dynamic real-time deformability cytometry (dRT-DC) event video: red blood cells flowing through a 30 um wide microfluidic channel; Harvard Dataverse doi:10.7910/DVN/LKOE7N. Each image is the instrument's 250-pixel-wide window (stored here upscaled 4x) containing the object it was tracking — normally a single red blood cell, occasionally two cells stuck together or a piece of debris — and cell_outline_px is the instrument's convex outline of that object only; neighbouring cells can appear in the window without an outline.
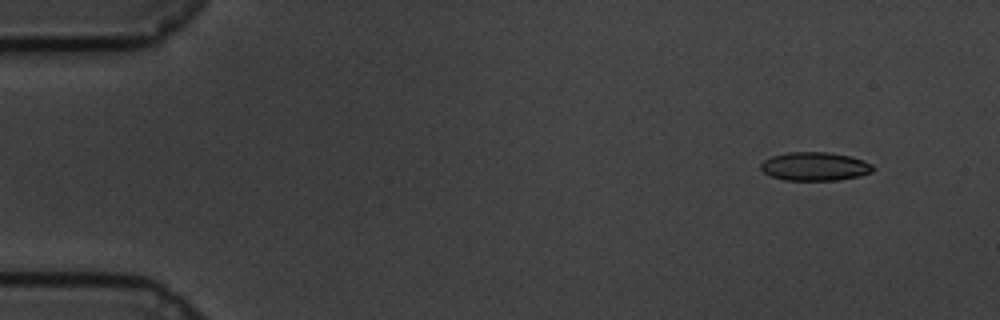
{"species": "common noctule bat (a hibernating species)", "species_latin": "Nyctalus noctula", "temperature_condition": "cold", "stored_images_in_passage": 58, "camera_frame_rate_fps": 3000, "um_per_image_px": 0.085, "animal": {"sex": "male", "body_mass_g": 19.5, "forearm_length_mm": 54.6}, "frame": {"image": 1, "passage_image": 4, "time_ms": 1.0, "image_size_px": [1000, 320], "cell_outline_px": [[876, 168], [872, 172], [860, 176], [840, 180], [784, 180], [772, 176], [764, 172], [760, 168], [760, 164], [764, 160], [772, 156], [788, 152], [828, 152], [852, 156], [864, 160], [872, 164]], "centroid_in_image_um": [69.31, 14.14], "position_along_channel_um": 15.7, "area_um2": 18.84}}
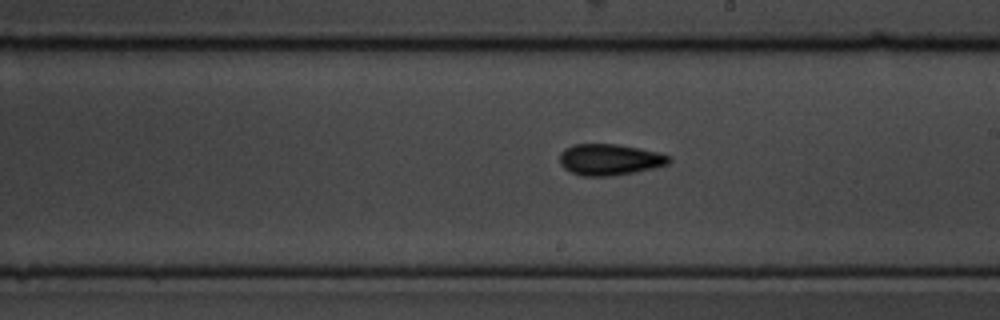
{"frame": {"image": 2, "passage_image": 33, "time_ms": 10.667, "image_size_px": [1000, 320], "cell_outline_px": [[672, 160], [668, 164], [636, 172], [612, 176], [580, 176], [564, 168], [560, 164], [560, 152], [564, 148], [576, 144], [616, 144], [640, 148], [660, 152], [672, 156]], "centroid_in_image_um": [51.84, 13.56], "position_along_channel_um": 237.2, "area_um2": 20.11}}
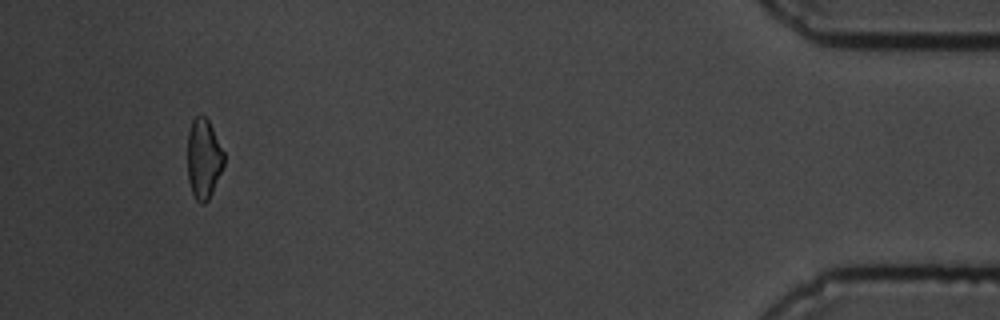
{"frame": {"image": 3, "passage_image": 55, "time_ms": 18.0, "image_size_px": [1000, 320], "cell_outline_px": [[224, 164], [212, 192], [208, 200], [204, 204], [200, 204], [196, 200], [192, 192], [188, 180], [188, 132], [192, 120], [196, 116], [204, 116], [208, 120], [224, 152]], "centroid_in_image_um": [17.3, 13.51], "position_along_channel_um": 417.9, "area_um2": 16.82}, "authors_computed_cell_mechanics": {"area_um2": 18.8428, "velocity_mm_per_s": 3.3866, "shape_relaxation_time_tau1_ms": 5.3992, "shape_relaxation_time_tau2_ms": 3.1258, "deformation_change_tau1": 0.1045, "deformation_change_tau2": 0.0908}}